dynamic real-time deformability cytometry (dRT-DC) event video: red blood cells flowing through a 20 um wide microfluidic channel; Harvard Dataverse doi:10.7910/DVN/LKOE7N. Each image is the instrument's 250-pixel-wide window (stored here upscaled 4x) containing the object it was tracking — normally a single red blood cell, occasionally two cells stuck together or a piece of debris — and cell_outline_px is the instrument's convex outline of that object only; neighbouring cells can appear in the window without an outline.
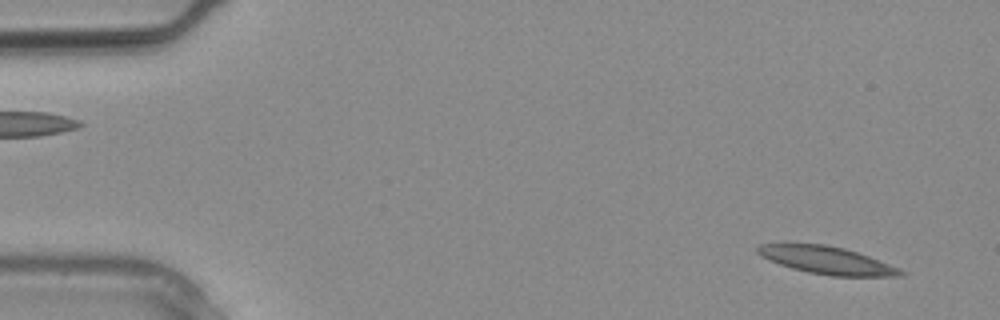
{"species": "common noctule bat (a hibernating species)", "species_latin": "Nyctalus noctula", "temperature_condition": "warm", "stored_images_in_passage": 12, "camera_frame_rate_fps": 3000, "um_per_image_px": 0.085, "animal": {"sex": "male", "body_mass_g": 20.4}, "frame": {"image": 1, "passage_image": 1, "time_ms": 0.0, "image_size_px": [1000, 320], "cell_outline_px": [[904, 272], [900, 276], [832, 276], [808, 272], [792, 268], [768, 260], [760, 256], [756, 252], [756, 248], [760, 244], [784, 240], [824, 244], [844, 248], [868, 256], [900, 268]], "centroid_in_image_um": [70.13, 22.06], "position_along_channel_um": 14.9, "area_um2": 23.64}}
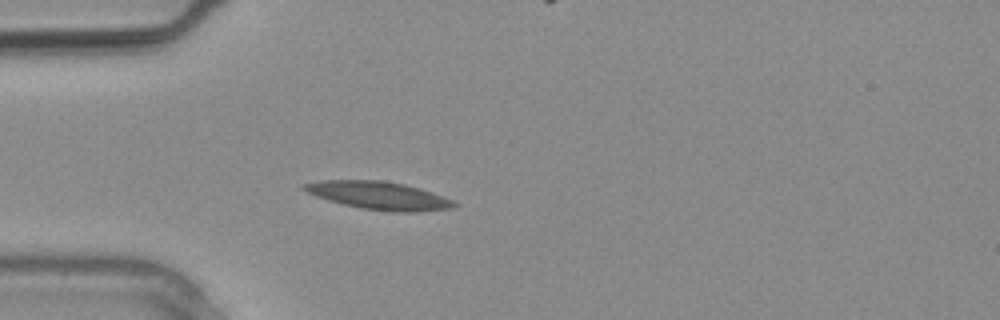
{"frame": {"image": 2, "passage_image": 7, "time_ms": 2.0, "image_size_px": [1000, 320], "cell_outline_px": [[460, 204], [452, 208], [416, 212], [396, 212], [360, 208], [328, 200], [316, 196], [300, 188], [300, 184], [324, 180], [384, 180], [404, 184], [420, 188], [432, 192], [452, 200]], "centroid_in_image_um": [32.2, 16.61], "position_along_channel_um": 52.8, "area_um2": 24.45}}